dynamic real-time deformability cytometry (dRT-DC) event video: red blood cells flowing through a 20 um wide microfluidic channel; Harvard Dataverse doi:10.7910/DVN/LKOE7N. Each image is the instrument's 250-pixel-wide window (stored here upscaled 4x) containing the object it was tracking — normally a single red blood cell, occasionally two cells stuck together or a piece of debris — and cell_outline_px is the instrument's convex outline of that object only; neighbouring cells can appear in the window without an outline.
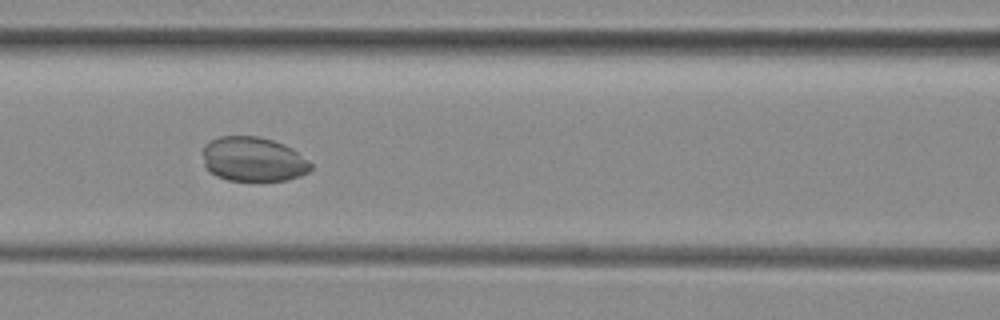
{"species": "common noctule bat (a hibernating species)", "species_latin": "Nyctalus noctula", "temperature_condition": "room temperature", "stored_images_in_passage": 39, "camera_frame_rate_fps": 3000, "um_per_image_px": 0.085, "animal": {"sex": "female", "body_mass_g": 29.2, "forearm_length_mm": 56.3}, "frame": {"image": 1, "passage_image": 13, "time_ms": 4.0, "image_size_px": [1000, 320], "cell_outline_px": [[312, 168], [308, 172], [300, 176], [284, 180], [228, 180], [216, 176], [208, 172], [204, 164], [204, 144], [220, 136], [256, 136], [272, 140], [284, 144], [292, 148], [308, 160], [312, 164]], "centroid_in_image_um": [21.52, 13.54], "position_along_channel_um": 145.1, "area_um2": 27.98}}
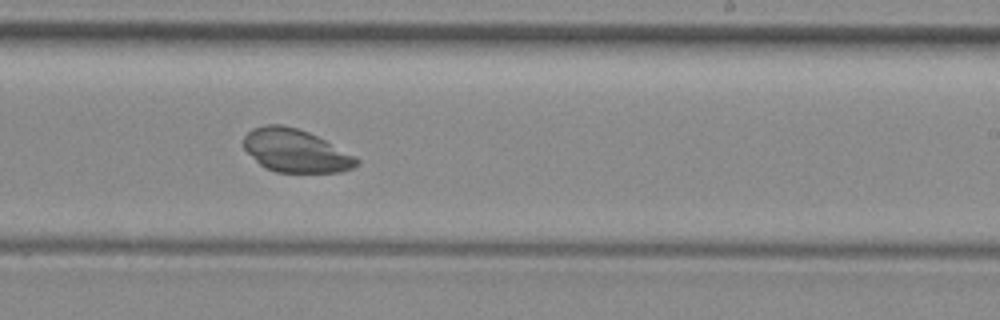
{"frame": {"image": 2, "passage_image": 22, "time_ms": 7.0, "image_size_px": [1000, 320], "cell_outline_px": [[360, 160], [352, 168], [340, 172], [276, 172], [264, 168], [244, 148], [244, 136], [252, 128], [264, 124], [280, 124], [296, 128], [308, 132], [356, 156]], "centroid_in_image_um": [25.11, 12.81], "position_along_channel_um": 263.9, "area_um2": 28.09}}
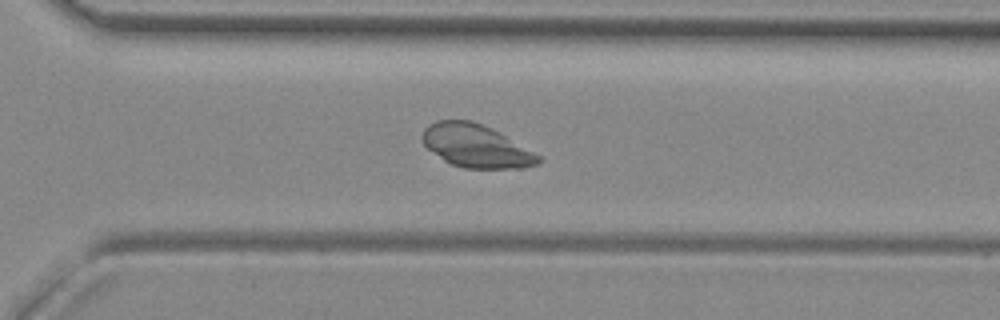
{"frame": {"image": 3, "passage_image": 27, "time_ms": 8.667, "image_size_px": [1000, 320], "cell_outline_px": [[544, 160], [540, 164], [520, 168], [464, 168], [452, 164], [444, 160], [428, 148], [424, 144], [420, 136], [424, 128], [428, 124], [436, 120], [472, 120], [492, 128], [540, 156]], "centroid_in_image_um": [40.45, 12.4], "position_along_channel_um": 330.2, "area_um2": 29.02}, "authors_computed_cell_mechanics": {"area_um2": 28.611, "velocity_mm_per_s": 3.9829, "shape_relaxation_time_tau1_ms": null, "shape_relaxation_time_tau2_ms": 4.0231, "deformation_change_tau1": null, "deformation_change_tau2": 0.0423}}